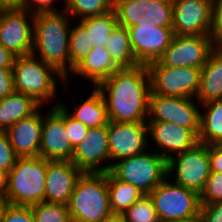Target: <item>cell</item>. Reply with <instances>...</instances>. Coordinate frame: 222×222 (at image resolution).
I'll return each mask as SVG.
<instances>
[{"label": "cell", "mask_w": 222, "mask_h": 222, "mask_svg": "<svg viewBox=\"0 0 222 222\" xmlns=\"http://www.w3.org/2000/svg\"><path fill=\"white\" fill-rule=\"evenodd\" d=\"M112 122H147L150 104V76L145 65L119 69L97 86Z\"/></svg>", "instance_id": "1"}, {"label": "cell", "mask_w": 222, "mask_h": 222, "mask_svg": "<svg viewBox=\"0 0 222 222\" xmlns=\"http://www.w3.org/2000/svg\"><path fill=\"white\" fill-rule=\"evenodd\" d=\"M70 19L71 16L64 9L60 12L36 13L34 17L32 54L54 68L66 79V83H69L71 75Z\"/></svg>", "instance_id": "2"}, {"label": "cell", "mask_w": 222, "mask_h": 222, "mask_svg": "<svg viewBox=\"0 0 222 222\" xmlns=\"http://www.w3.org/2000/svg\"><path fill=\"white\" fill-rule=\"evenodd\" d=\"M67 206L72 222H101L110 215L107 172H83Z\"/></svg>", "instance_id": "3"}, {"label": "cell", "mask_w": 222, "mask_h": 222, "mask_svg": "<svg viewBox=\"0 0 222 222\" xmlns=\"http://www.w3.org/2000/svg\"><path fill=\"white\" fill-rule=\"evenodd\" d=\"M12 72L15 91L32 97L42 109L57 97V80L69 85L61 74L33 54L16 57Z\"/></svg>", "instance_id": "4"}, {"label": "cell", "mask_w": 222, "mask_h": 222, "mask_svg": "<svg viewBox=\"0 0 222 222\" xmlns=\"http://www.w3.org/2000/svg\"><path fill=\"white\" fill-rule=\"evenodd\" d=\"M47 160L18 157L8 172L6 198L11 205L31 206L45 201Z\"/></svg>", "instance_id": "5"}, {"label": "cell", "mask_w": 222, "mask_h": 222, "mask_svg": "<svg viewBox=\"0 0 222 222\" xmlns=\"http://www.w3.org/2000/svg\"><path fill=\"white\" fill-rule=\"evenodd\" d=\"M110 172L143 194L151 193L167 176V161L156 150L117 161Z\"/></svg>", "instance_id": "6"}, {"label": "cell", "mask_w": 222, "mask_h": 222, "mask_svg": "<svg viewBox=\"0 0 222 222\" xmlns=\"http://www.w3.org/2000/svg\"><path fill=\"white\" fill-rule=\"evenodd\" d=\"M160 222H172L200 215V194L174 183L168 176L148 194Z\"/></svg>", "instance_id": "7"}, {"label": "cell", "mask_w": 222, "mask_h": 222, "mask_svg": "<svg viewBox=\"0 0 222 222\" xmlns=\"http://www.w3.org/2000/svg\"><path fill=\"white\" fill-rule=\"evenodd\" d=\"M151 94L196 98L200 87L201 68L168 67L159 61L147 65Z\"/></svg>", "instance_id": "8"}, {"label": "cell", "mask_w": 222, "mask_h": 222, "mask_svg": "<svg viewBox=\"0 0 222 222\" xmlns=\"http://www.w3.org/2000/svg\"><path fill=\"white\" fill-rule=\"evenodd\" d=\"M167 174L174 183L200 194L210 176L208 145L198 142L194 147L167 161ZM173 174V175H172Z\"/></svg>", "instance_id": "9"}, {"label": "cell", "mask_w": 222, "mask_h": 222, "mask_svg": "<svg viewBox=\"0 0 222 222\" xmlns=\"http://www.w3.org/2000/svg\"><path fill=\"white\" fill-rule=\"evenodd\" d=\"M34 17L25 7L0 10V44L16 57L32 54Z\"/></svg>", "instance_id": "10"}, {"label": "cell", "mask_w": 222, "mask_h": 222, "mask_svg": "<svg viewBox=\"0 0 222 222\" xmlns=\"http://www.w3.org/2000/svg\"><path fill=\"white\" fill-rule=\"evenodd\" d=\"M196 104L194 98L150 94L147 121L171 122L191 129L198 136L201 108Z\"/></svg>", "instance_id": "11"}, {"label": "cell", "mask_w": 222, "mask_h": 222, "mask_svg": "<svg viewBox=\"0 0 222 222\" xmlns=\"http://www.w3.org/2000/svg\"><path fill=\"white\" fill-rule=\"evenodd\" d=\"M133 54L139 65L158 61L174 36L172 27H156L146 18L127 28Z\"/></svg>", "instance_id": "12"}, {"label": "cell", "mask_w": 222, "mask_h": 222, "mask_svg": "<svg viewBox=\"0 0 222 222\" xmlns=\"http://www.w3.org/2000/svg\"><path fill=\"white\" fill-rule=\"evenodd\" d=\"M147 122H108V148L111 167L119 160L142 154L148 150Z\"/></svg>", "instance_id": "13"}, {"label": "cell", "mask_w": 222, "mask_h": 222, "mask_svg": "<svg viewBox=\"0 0 222 222\" xmlns=\"http://www.w3.org/2000/svg\"><path fill=\"white\" fill-rule=\"evenodd\" d=\"M43 115L40 156L49 161H71L74 147L65 130L64 108L57 104Z\"/></svg>", "instance_id": "14"}, {"label": "cell", "mask_w": 222, "mask_h": 222, "mask_svg": "<svg viewBox=\"0 0 222 222\" xmlns=\"http://www.w3.org/2000/svg\"><path fill=\"white\" fill-rule=\"evenodd\" d=\"M213 48L210 36L174 35L169 47L158 61L168 67L202 68Z\"/></svg>", "instance_id": "15"}, {"label": "cell", "mask_w": 222, "mask_h": 222, "mask_svg": "<svg viewBox=\"0 0 222 222\" xmlns=\"http://www.w3.org/2000/svg\"><path fill=\"white\" fill-rule=\"evenodd\" d=\"M71 161L82 172H109L111 170V164H108L110 163L108 124L89 128L87 136H85L83 141L74 148Z\"/></svg>", "instance_id": "16"}, {"label": "cell", "mask_w": 222, "mask_h": 222, "mask_svg": "<svg viewBox=\"0 0 222 222\" xmlns=\"http://www.w3.org/2000/svg\"><path fill=\"white\" fill-rule=\"evenodd\" d=\"M174 35L209 36L212 0H172Z\"/></svg>", "instance_id": "17"}, {"label": "cell", "mask_w": 222, "mask_h": 222, "mask_svg": "<svg viewBox=\"0 0 222 222\" xmlns=\"http://www.w3.org/2000/svg\"><path fill=\"white\" fill-rule=\"evenodd\" d=\"M147 125L149 145L150 141L154 142V145L156 143L157 153L166 161L194 147L199 142L198 136L191 129L171 122L147 121Z\"/></svg>", "instance_id": "18"}, {"label": "cell", "mask_w": 222, "mask_h": 222, "mask_svg": "<svg viewBox=\"0 0 222 222\" xmlns=\"http://www.w3.org/2000/svg\"><path fill=\"white\" fill-rule=\"evenodd\" d=\"M82 173L72 161L47 160L45 201L68 205Z\"/></svg>", "instance_id": "19"}, {"label": "cell", "mask_w": 222, "mask_h": 222, "mask_svg": "<svg viewBox=\"0 0 222 222\" xmlns=\"http://www.w3.org/2000/svg\"><path fill=\"white\" fill-rule=\"evenodd\" d=\"M38 109L29 117L20 119L6 132L18 157L40 156L43 115Z\"/></svg>", "instance_id": "20"}, {"label": "cell", "mask_w": 222, "mask_h": 222, "mask_svg": "<svg viewBox=\"0 0 222 222\" xmlns=\"http://www.w3.org/2000/svg\"><path fill=\"white\" fill-rule=\"evenodd\" d=\"M196 99L198 104L222 99V47H214L201 68Z\"/></svg>", "instance_id": "21"}, {"label": "cell", "mask_w": 222, "mask_h": 222, "mask_svg": "<svg viewBox=\"0 0 222 222\" xmlns=\"http://www.w3.org/2000/svg\"><path fill=\"white\" fill-rule=\"evenodd\" d=\"M119 68L113 63L105 48L100 46L92 48V51L80 62L70 76H81L89 79L93 87L109 78Z\"/></svg>", "instance_id": "22"}, {"label": "cell", "mask_w": 222, "mask_h": 222, "mask_svg": "<svg viewBox=\"0 0 222 222\" xmlns=\"http://www.w3.org/2000/svg\"><path fill=\"white\" fill-rule=\"evenodd\" d=\"M40 107L32 97L17 91L0 99V131H7L14 123L31 116Z\"/></svg>", "instance_id": "23"}, {"label": "cell", "mask_w": 222, "mask_h": 222, "mask_svg": "<svg viewBox=\"0 0 222 222\" xmlns=\"http://www.w3.org/2000/svg\"><path fill=\"white\" fill-rule=\"evenodd\" d=\"M91 89H93L91 95L86 97L82 103H77V108L73 112L68 110L65 103L59 102V104L71 117L88 128L105 126L109 122L105 100L97 87L92 86Z\"/></svg>", "instance_id": "24"}, {"label": "cell", "mask_w": 222, "mask_h": 222, "mask_svg": "<svg viewBox=\"0 0 222 222\" xmlns=\"http://www.w3.org/2000/svg\"><path fill=\"white\" fill-rule=\"evenodd\" d=\"M199 106L203 109H200L198 141L207 145H222V99Z\"/></svg>", "instance_id": "25"}, {"label": "cell", "mask_w": 222, "mask_h": 222, "mask_svg": "<svg viewBox=\"0 0 222 222\" xmlns=\"http://www.w3.org/2000/svg\"><path fill=\"white\" fill-rule=\"evenodd\" d=\"M113 63L119 69L139 66L133 54L129 33L126 27L117 25L111 32L105 48Z\"/></svg>", "instance_id": "26"}, {"label": "cell", "mask_w": 222, "mask_h": 222, "mask_svg": "<svg viewBox=\"0 0 222 222\" xmlns=\"http://www.w3.org/2000/svg\"><path fill=\"white\" fill-rule=\"evenodd\" d=\"M107 186L112 213L123 214L145 195L132 184L117 179L110 171L107 172Z\"/></svg>", "instance_id": "27"}, {"label": "cell", "mask_w": 222, "mask_h": 222, "mask_svg": "<svg viewBox=\"0 0 222 222\" xmlns=\"http://www.w3.org/2000/svg\"><path fill=\"white\" fill-rule=\"evenodd\" d=\"M87 31V39L92 48H106L111 32L118 25L114 10L98 16H91L79 20Z\"/></svg>", "instance_id": "28"}, {"label": "cell", "mask_w": 222, "mask_h": 222, "mask_svg": "<svg viewBox=\"0 0 222 222\" xmlns=\"http://www.w3.org/2000/svg\"><path fill=\"white\" fill-rule=\"evenodd\" d=\"M64 10L72 18L84 19L106 14L113 10V0H66Z\"/></svg>", "instance_id": "29"}, {"label": "cell", "mask_w": 222, "mask_h": 222, "mask_svg": "<svg viewBox=\"0 0 222 222\" xmlns=\"http://www.w3.org/2000/svg\"><path fill=\"white\" fill-rule=\"evenodd\" d=\"M113 10L118 25L126 28L136 26L146 17L144 0H113Z\"/></svg>", "instance_id": "30"}, {"label": "cell", "mask_w": 222, "mask_h": 222, "mask_svg": "<svg viewBox=\"0 0 222 222\" xmlns=\"http://www.w3.org/2000/svg\"><path fill=\"white\" fill-rule=\"evenodd\" d=\"M91 51L92 47L88 42L86 29L80 23L71 26L69 38L71 74Z\"/></svg>", "instance_id": "31"}, {"label": "cell", "mask_w": 222, "mask_h": 222, "mask_svg": "<svg viewBox=\"0 0 222 222\" xmlns=\"http://www.w3.org/2000/svg\"><path fill=\"white\" fill-rule=\"evenodd\" d=\"M146 20L152 21L156 27H172V0H144Z\"/></svg>", "instance_id": "32"}, {"label": "cell", "mask_w": 222, "mask_h": 222, "mask_svg": "<svg viewBox=\"0 0 222 222\" xmlns=\"http://www.w3.org/2000/svg\"><path fill=\"white\" fill-rule=\"evenodd\" d=\"M35 222H72L68 206L42 201L31 205Z\"/></svg>", "instance_id": "33"}, {"label": "cell", "mask_w": 222, "mask_h": 222, "mask_svg": "<svg viewBox=\"0 0 222 222\" xmlns=\"http://www.w3.org/2000/svg\"><path fill=\"white\" fill-rule=\"evenodd\" d=\"M123 216L126 222H160L152 199L148 194L137 200L123 213Z\"/></svg>", "instance_id": "34"}, {"label": "cell", "mask_w": 222, "mask_h": 222, "mask_svg": "<svg viewBox=\"0 0 222 222\" xmlns=\"http://www.w3.org/2000/svg\"><path fill=\"white\" fill-rule=\"evenodd\" d=\"M222 201V174L210 173L200 193V203L210 204Z\"/></svg>", "instance_id": "35"}, {"label": "cell", "mask_w": 222, "mask_h": 222, "mask_svg": "<svg viewBox=\"0 0 222 222\" xmlns=\"http://www.w3.org/2000/svg\"><path fill=\"white\" fill-rule=\"evenodd\" d=\"M209 36L214 47H222V0H212L211 29Z\"/></svg>", "instance_id": "36"}, {"label": "cell", "mask_w": 222, "mask_h": 222, "mask_svg": "<svg viewBox=\"0 0 222 222\" xmlns=\"http://www.w3.org/2000/svg\"><path fill=\"white\" fill-rule=\"evenodd\" d=\"M64 122L68 138L71 142V145L75 148L79 143L83 141L85 136H87L89 128L83 125L78 120L71 117L65 109H64Z\"/></svg>", "instance_id": "37"}, {"label": "cell", "mask_w": 222, "mask_h": 222, "mask_svg": "<svg viewBox=\"0 0 222 222\" xmlns=\"http://www.w3.org/2000/svg\"><path fill=\"white\" fill-rule=\"evenodd\" d=\"M18 156L16 155L6 131H0V169L7 173L15 165Z\"/></svg>", "instance_id": "38"}, {"label": "cell", "mask_w": 222, "mask_h": 222, "mask_svg": "<svg viewBox=\"0 0 222 222\" xmlns=\"http://www.w3.org/2000/svg\"><path fill=\"white\" fill-rule=\"evenodd\" d=\"M0 222H35L31 206L9 204Z\"/></svg>", "instance_id": "39"}, {"label": "cell", "mask_w": 222, "mask_h": 222, "mask_svg": "<svg viewBox=\"0 0 222 222\" xmlns=\"http://www.w3.org/2000/svg\"><path fill=\"white\" fill-rule=\"evenodd\" d=\"M58 0H23V7L29 9L34 14L36 13H48V12H60L56 9L54 4ZM64 4H66V0Z\"/></svg>", "instance_id": "40"}, {"label": "cell", "mask_w": 222, "mask_h": 222, "mask_svg": "<svg viewBox=\"0 0 222 222\" xmlns=\"http://www.w3.org/2000/svg\"><path fill=\"white\" fill-rule=\"evenodd\" d=\"M200 216L204 222H222V201L201 204Z\"/></svg>", "instance_id": "41"}, {"label": "cell", "mask_w": 222, "mask_h": 222, "mask_svg": "<svg viewBox=\"0 0 222 222\" xmlns=\"http://www.w3.org/2000/svg\"><path fill=\"white\" fill-rule=\"evenodd\" d=\"M14 91L12 69L0 68V99L5 98Z\"/></svg>", "instance_id": "42"}, {"label": "cell", "mask_w": 222, "mask_h": 222, "mask_svg": "<svg viewBox=\"0 0 222 222\" xmlns=\"http://www.w3.org/2000/svg\"><path fill=\"white\" fill-rule=\"evenodd\" d=\"M211 173L222 174V145H208Z\"/></svg>", "instance_id": "43"}, {"label": "cell", "mask_w": 222, "mask_h": 222, "mask_svg": "<svg viewBox=\"0 0 222 222\" xmlns=\"http://www.w3.org/2000/svg\"><path fill=\"white\" fill-rule=\"evenodd\" d=\"M16 56L0 44V68L12 69Z\"/></svg>", "instance_id": "44"}, {"label": "cell", "mask_w": 222, "mask_h": 222, "mask_svg": "<svg viewBox=\"0 0 222 222\" xmlns=\"http://www.w3.org/2000/svg\"><path fill=\"white\" fill-rule=\"evenodd\" d=\"M23 7V0H0L1 9H19Z\"/></svg>", "instance_id": "45"}, {"label": "cell", "mask_w": 222, "mask_h": 222, "mask_svg": "<svg viewBox=\"0 0 222 222\" xmlns=\"http://www.w3.org/2000/svg\"><path fill=\"white\" fill-rule=\"evenodd\" d=\"M8 173L0 169V195L6 194L7 191Z\"/></svg>", "instance_id": "46"}, {"label": "cell", "mask_w": 222, "mask_h": 222, "mask_svg": "<svg viewBox=\"0 0 222 222\" xmlns=\"http://www.w3.org/2000/svg\"><path fill=\"white\" fill-rule=\"evenodd\" d=\"M101 222H126L123 214L111 213L105 217Z\"/></svg>", "instance_id": "47"}, {"label": "cell", "mask_w": 222, "mask_h": 222, "mask_svg": "<svg viewBox=\"0 0 222 222\" xmlns=\"http://www.w3.org/2000/svg\"><path fill=\"white\" fill-rule=\"evenodd\" d=\"M9 205L8 199L4 195H0V221L3 217L6 207Z\"/></svg>", "instance_id": "48"}, {"label": "cell", "mask_w": 222, "mask_h": 222, "mask_svg": "<svg viewBox=\"0 0 222 222\" xmlns=\"http://www.w3.org/2000/svg\"><path fill=\"white\" fill-rule=\"evenodd\" d=\"M172 222H204L202 217L196 216L194 218H189V219H185V220H178V221H172Z\"/></svg>", "instance_id": "49"}]
</instances>
